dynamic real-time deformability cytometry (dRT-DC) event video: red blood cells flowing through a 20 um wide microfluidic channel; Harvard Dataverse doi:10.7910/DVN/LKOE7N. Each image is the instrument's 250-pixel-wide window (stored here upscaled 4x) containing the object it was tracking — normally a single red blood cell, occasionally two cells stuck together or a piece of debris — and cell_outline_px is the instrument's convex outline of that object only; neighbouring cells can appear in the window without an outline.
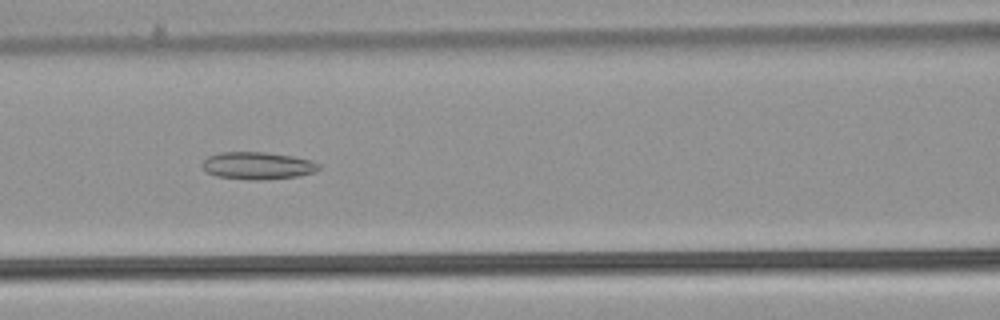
{"species": "common noctule bat (a hibernating species)", "species_latin": "Nyctalus noctula", "temperature_condition": "warm", "stored_images_in_passage": 53, "camera_frame_rate_fps": 3000, "um_per_image_px": 0.085, "animal": {"sex": "male", "body_mass_g": 21.5, "forearm_length_mm": 52.0}, "frame": {"image": 1, "passage_image": 24, "time_ms": 7.667, "image_size_px": [1000, 320], "cell_outline_px": [[320, 168], [316, 172], [296, 176], [264, 180], [252, 180], [216, 176], [208, 172], [204, 168], [204, 160], [208, 156], [220, 152], [264, 152], [292, 156], [312, 160], [320, 164]], "centroid_in_image_um": [21.94, 14.08], "position_along_channel_um": 144.7, "area_um2": 18.5}}
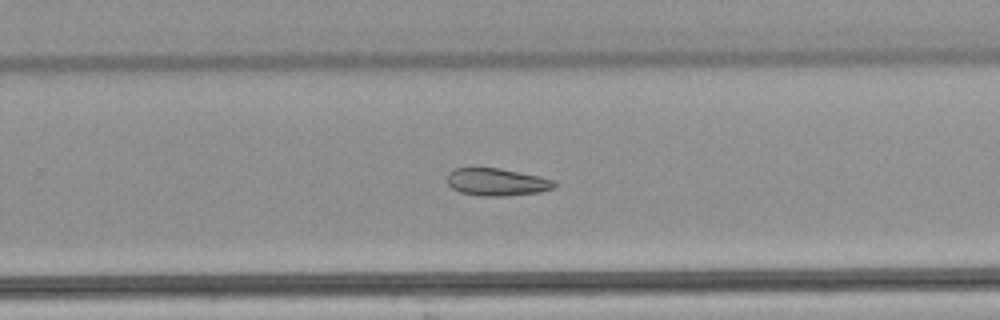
{"frame": {"image": 2, "passage_image": 35, "time_ms": 11.333, "image_size_px": [1000, 320], "cell_outline_px": [[556, 188], [540, 192], [508, 196], [480, 196], [460, 192], [452, 188], [448, 184], [448, 172], [452, 168], [500, 168], [536, 176], [552, 180], [556, 184]], "centroid_in_image_um": [42.2, 15.48], "position_along_channel_um": 287.6, "area_um2": 17.11}}
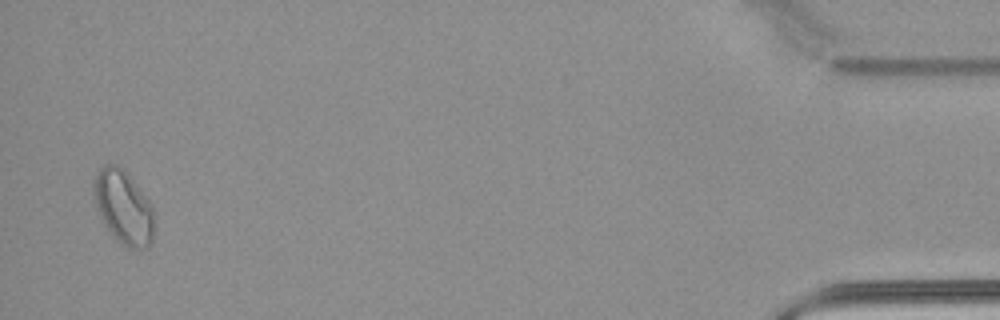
{"frame": {"image": 3, "passage_image": 52, "time_ms": 17.0, "image_size_px": [1000, 320], "cell_outline_px": [[152, 244], [148, 248], [128, 248], [120, 244], [116, 240], [104, 224], [100, 216], [92, 192], [92, 180], [100, 168], [104, 164], [116, 164], [124, 168], [128, 172], [152, 204]], "centroid_in_image_um": [10.47, 17.58], "position_along_channel_um": 424.7, "area_um2": 26.24}}